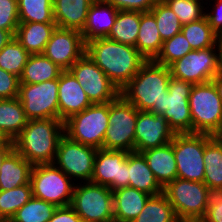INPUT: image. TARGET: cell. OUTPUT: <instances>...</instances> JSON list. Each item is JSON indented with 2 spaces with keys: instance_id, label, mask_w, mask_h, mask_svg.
Returning a JSON list of instances; mask_svg holds the SVG:
<instances>
[{
  "instance_id": "44",
  "label": "cell",
  "mask_w": 222,
  "mask_h": 222,
  "mask_svg": "<svg viewBox=\"0 0 222 222\" xmlns=\"http://www.w3.org/2000/svg\"><path fill=\"white\" fill-rule=\"evenodd\" d=\"M117 10L149 12L159 0H106Z\"/></svg>"
},
{
  "instance_id": "8",
  "label": "cell",
  "mask_w": 222,
  "mask_h": 222,
  "mask_svg": "<svg viewBox=\"0 0 222 222\" xmlns=\"http://www.w3.org/2000/svg\"><path fill=\"white\" fill-rule=\"evenodd\" d=\"M169 69L171 77L193 85L212 81L221 72V41L213 47L192 50L172 63Z\"/></svg>"
},
{
  "instance_id": "35",
  "label": "cell",
  "mask_w": 222,
  "mask_h": 222,
  "mask_svg": "<svg viewBox=\"0 0 222 222\" xmlns=\"http://www.w3.org/2000/svg\"><path fill=\"white\" fill-rule=\"evenodd\" d=\"M20 23H55L53 0H18Z\"/></svg>"
},
{
  "instance_id": "20",
  "label": "cell",
  "mask_w": 222,
  "mask_h": 222,
  "mask_svg": "<svg viewBox=\"0 0 222 222\" xmlns=\"http://www.w3.org/2000/svg\"><path fill=\"white\" fill-rule=\"evenodd\" d=\"M118 10L106 0H94L91 4L85 27L81 31L85 44L107 38L115 23Z\"/></svg>"
},
{
  "instance_id": "21",
  "label": "cell",
  "mask_w": 222,
  "mask_h": 222,
  "mask_svg": "<svg viewBox=\"0 0 222 222\" xmlns=\"http://www.w3.org/2000/svg\"><path fill=\"white\" fill-rule=\"evenodd\" d=\"M141 154L145 157L147 165L163 188L177 178L173 140L163 146L142 151Z\"/></svg>"
},
{
  "instance_id": "24",
  "label": "cell",
  "mask_w": 222,
  "mask_h": 222,
  "mask_svg": "<svg viewBox=\"0 0 222 222\" xmlns=\"http://www.w3.org/2000/svg\"><path fill=\"white\" fill-rule=\"evenodd\" d=\"M56 28V23H19L14 37L30 55L42 54Z\"/></svg>"
},
{
  "instance_id": "4",
  "label": "cell",
  "mask_w": 222,
  "mask_h": 222,
  "mask_svg": "<svg viewBox=\"0 0 222 222\" xmlns=\"http://www.w3.org/2000/svg\"><path fill=\"white\" fill-rule=\"evenodd\" d=\"M108 119L109 102L92 104L64 121V135L83 145L103 149Z\"/></svg>"
},
{
  "instance_id": "42",
  "label": "cell",
  "mask_w": 222,
  "mask_h": 222,
  "mask_svg": "<svg viewBox=\"0 0 222 222\" xmlns=\"http://www.w3.org/2000/svg\"><path fill=\"white\" fill-rule=\"evenodd\" d=\"M200 222H222V189L208 188L207 211Z\"/></svg>"
},
{
  "instance_id": "16",
  "label": "cell",
  "mask_w": 222,
  "mask_h": 222,
  "mask_svg": "<svg viewBox=\"0 0 222 222\" xmlns=\"http://www.w3.org/2000/svg\"><path fill=\"white\" fill-rule=\"evenodd\" d=\"M90 182L112 191L128 187V152L97 149Z\"/></svg>"
},
{
  "instance_id": "47",
  "label": "cell",
  "mask_w": 222,
  "mask_h": 222,
  "mask_svg": "<svg viewBox=\"0 0 222 222\" xmlns=\"http://www.w3.org/2000/svg\"><path fill=\"white\" fill-rule=\"evenodd\" d=\"M13 149H14V143L10 139L5 144H0V168L3 160Z\"/></svg>"
},
{
  "instance_id": "23",
  "label": "cell",
  "mask_w": 222,
  "mask_h": 222,
  "mask_svg": "<svg viewBox=\"0 0 222 222\" xmlns=\"http://www.w3.org/2000/svg\"><path fill=\"white\" fill-rule=\"evenodd\" d=\"M112 193L114 222H132L151 196L129 186L112 191Z\"/></svg>"
},
{
  "instance_id": "26",
  "label": "cell",
  "mask_w": 222,
  "mask_h": 222,
  "mask_svg": "<svg viewBox=\"0 0 222 222\" xmlns=\"http://www.w3.org/2000/svg\"><path fill=\"white\" fill-rule=\"evenodd\" d=\"M33 165L13 149L0 168V190H11L28 184Z\"/></svg>"
},
{
  "instance_id": "50",
  "label": "cell",
  "mask_w": 222,
  "mask_h": 222,
  "mask_svg": "<svg viewBox=\"0 0 222 222\" xmlns=\"http://www.w3.org/2000/svg\"><path fill=\"white\" fill-rule=\"evenodd\" d=\"M211 137H212V139H214L222 147V123L211 134Z\"/></svg>"
},
{
  "instance_id": "6",
  "label": "cell",
  "mask_w": 222,
  "mask_h": 222,
  "mask_svg": "<svg viewBox=\"0 0 222 222\" xmlns=\"http://www.w3.org/2000/svg\"><path fill=\"white\" fill-rule=\"evenodd\" d=\"M137 118L138 110L121 94L109 102V126L105 133L103 149L135 151Z\"/></svg>"
},
{
  "instance_id": "3",
  "label": "cell",
  "mask_w": 222,
  "mask_h": 222,
  "mask_svg": "<svg viewBox=\"0 0 222 222\" xmlns=\"http://www.w3.org/2000/svg\"><path fill=\"white\" fill-rule=\"evenodd\" d=\"M63 136L64 122L60 119L28 120L13 140L14 149L32 165L53 163Z\"/></svg>"
},
{
  "instance_id": "12",
  "label": "cell",
  "mask_w": 222,
  "mask_h": 222,
  "mask_svg": "<svg viewBox=\"0 0 222 222\" xmlns=\"http://www.w3.org/2000/svg\"><path fill=\"white\" fill-rule=\"evenodd\" d=\"M58 79L39 84H20L18 99L26 118L59 119Z\"/></svg>"
},
{
  "instance_id": "17",
  "label": "cell",
  "mask_w": 222,
  "mask_h": 222,
  "mask_svg": "<svg viewBox=\"0 0 222 222\" xmlns=\"http://www.w3.org/2000/svg\"><path fill=\"white\" fill-rule=\"evenodd\" d=\"M86 53L81 31L56 28L47 42L44 52L61 70H69Z\"/></svg>"
},
{
  "instance_id": "41",
  "label": "cell",
  "mask_w": 222,
  "mask_h": 222,
  "mask_svg": "<svg viewBox=\"0 0 222 222\" xmlns=\"http://www.w3.org/2000/svg\"><path fill=\"white\" fill-rule=\"evenodd\" d=\"M19 23L18 0H0V29L15 36Z\"/></svg>"
},
{
  "instance_id": "38",
  "label": "cell",
  "mask_w": 222,
  "mask_h": 222,
  "mask_svg": "<svg viewBox=\"0 0 222 222\" xmlns=\"http://www.w3.org/2000/svg\"><path fill=\"white\" fill-rule=\"evenodd\" d=\"M150 12L156 19L157 28L163 42L181 32L182 24L178 16L163 0H159Z\"/></svg>"
},
{
  "instance_id": "30",
  "label": "cell",
  "mask_w": 222,
  "mask_h": 222,
  "mask_svg": "<svg viewBox=\"0 0 222 222\" xmlns=\"http://www.w3.org/2000/svg\"><path fill=\"white\" fill-rule=\"evenodd\" d=\"M140 27V12L118 10L114 25L107 38L136 47Z\"/></svg>"
},
{
  "instance_id": "28",
  "label": "cell",
  "mask_w": 222,
  "mask_h": 222,
  "mask_svg": "<svg viewBox=\"0 0 222 222\" xmlns=\"http://www.w3.org/2000/svg\"><path fill=\"white\" fill-rule=\"evenodd\" d=\"M28 119L22 103L16 98L0 99V130L14 140L26 126Z\"/></svg>"
},
{
  "instance_id": "39",
  "label": "cell",
  "mask_w": 222,
  "mask_h": 222,
  "mask_svg": "<svg viewBox=\"0 0 222 222\" xmlns=\"http://www.w3.org/2000/svg\"><path fill=\"white\" fill-rule=\"evenodd\" d=\"M192 51L190 43L182 32L162 43L161 50L154 62L169 67L176 60L181 59Z\"/></svg>"
},
{
  "instance_id": "40",
  "label": "cell",
  "mask_w": 222,
  "mask_h": 222,
  "mask_svg": "<svg viewBox=\"0 0 222 222\" xmlns=\"http://www.w3.org/2000/svg\"><path fill=\"white\" fill-rule=\"evenodd\" d=\"M178 16L182 25L199 20L205 16L204 7L208 2L199 0H163ZM204 4V6H203Z\"/></svg>"
},
{
  "instance_id": "46",
  "label": "cell",
  "mask_w": 222,
  "mask_h": 222,
  "mask_svg": "<svg viewBox=\"0 0 222 222\" xmlns=\"http://www.w3.org/2000/svg\"><path fill=\"white\" fill-rule=\"evenodd\" d=\"M48 222H82V219L69 205L57 207L52 218Z\"/></svg>"
},
{
  "instance_id": "7",
  "label": "cell",
  "mask_w": 222,
  "mask_h": 222,
  "mask_svg": "<svg viewBox=\"0 0 222 222\" xmlns=\"http://www.w3.org/2000/svg\"><path fill=\"white\" fill-rule=\"evenodd\" d=\"M32 196L57 207L71 205L76 182L54 163L33 165L30 175Z\"/></svg>"
},
{
  "instance_id": "10",
  "label": "cell",
  "mask_w": 222,
  "mask_h": 222,
  "mask_svg": "<svg viewBox=\"0 0 222 222\" xmlns=\"http://www.w3.org/2000/svg\"><path fill=\"white\" fill-rule=\"evenodd\" d=\"M189 107L192 133L211 135L222 123V99L212 81L193 85Z\"/></svg>"
},
{
  "instance_id": "31",
  "label": "cell",
  "mask_w": 222,
  "mask_h": 222,
  "mask_svg": "<svg viewBox=\"0 0 222 222\" xmlns=\"http://www.w3.org/2000/svg\"><path fill=\"white\" fill-rule=\"evenodd\" d=\"M203 162L204 183L208 188L222 189V147L209 134H205Z\"/></svg>"
},
{
  "instance_id": "11",
  "label": "cell",
  "mask_w": 222,
  "mask_h": 222,
  "mask_svg": "<svg viewBox=\"0 0 222 222\" xmlns=\"http://www.w3.org/2000/svg\"><path fill=\"white\" fill-rule=\"evenodd\" d=\"M205 134L184 133L173 137L177 178L204 183Z\"/></svg>"
},
{
  "instance_id": "18",
  "label": "cell",
  "mask_w": 222,
  "mask_h": 222,
  "mask_svg": "<svg viewBox=\"0 0 222 222\" xmlns=\"http://www.w3.org/2000/svg\"><path fill=\"white\" fill-rule=\"evenodd\" d=\"M175 133L160 115L139 111L135 127V152L163 146L173 140Z\"/></svg>"
},
{
  "instance_id": "14",
  "label": "cell",
  "mask_w": 222,
  "mask_h": 222,
  "mask_svg": "<svg viewBox=\"0 0 222 222\" xmlns=\"http://www.w3.org/2000/svg\"><path fill=\"white\" fill-rule=\"evenodd\" d=\"M69 71L92 104L108 103L120 95V90L86 53L70 67Z\"/></svg>"
},
{
  "instance_id": "36",
  "label": "cell",
  "mask_w": 222,
  "mask_h": 222,
  "mask_svg": "<svg viewBox=\"0 0 222 222\" xmlns=\"http://www.w3.org/2000/svg\"><path fill=\"white\" fill-rule=\"evenodd\" d=\"M57 206L34 196L17 210L9 222H48Z\"/></svg>"
},
{
  "instance_id": "49",
  "label": "cell",
  "mask_w": 222,
  "mask_h": 222,
  "mask_svg": "<svg viewBox=\"0 0 222 222\" xmlns=\"http://www.w3.org/2000/svg\"><path fill=\"white\" fill-rule=\"evenodd\" d=\"M212 82L216 86L219 96L222 99V71L217 74L215 78L212 79Z\"/></svg>"
},
{
  "instance_id": "25",
  "label": "cell",
  "mask_w": 222,
  "mask_h": 222,
  "mask_svg": "<svg viewBox=\"0 0 222 222\" xmlns=\"http://www.w3.org/2000/svg\"><path fill=\"white\" fill-rule=\"evenodd\" d=\"M129 187L143 191L151 196L163 192V187L150 170L145 157L139 152H128Z\"/></svg>"
},
{
  "instance_id": "1",
  "label": "cell",
  "mask_w": 222,
  "mask_h": 222,
  "mask_svg": "<svg viewBox=\"0 0 222 222\" xmlns=\"http://www.w3.org/2000/svg\"><path fill=\"white\" fill-rule=\"evenodd\" d=\"M86 55L120 91L147 61L136 47L108 38L95 39L86 43Z\"/></svg>"
},
{
  "instance_id": "2",
  "label": "cell",
  "mask_w": 222,
  "mask_h": 222,
  "mask_svg": "<svg viewBox=\"0 0 222 222\" xmlns=\"http://www.w3.org/2000/svg\"><path fill=\"white\" fill-rule=\"evenodd\" d=\"M171 79L169 67L146 61L120 94L139 111L163 115L164 96Z\"/></svg>"
},
{
  "instance_id": "22",
  "label": "cell",
  "mask_w": 222,
  "mask_h": 222,
  "mask_svg": "<svg viewBox=\"0 0 222 222\" xmlns=\"http://www.w3.org/2000/svg\"><path fill=\"white\" fill-rule=\"evenodd\" d=\"M94 0H53L54 20L58 28L82 31Z\"/></svg>"
},
{
  "instance_id": "13",
  "label": "cell",
  "mask_w": 222,
  "mask_h": 222,
  "mask_svg": "<svg viewBox=\"0 0 222 222\" xmlns=\"http://www.w3.org/2000/svg\"><path fill=\"white\" fill-rule=\"evenodd\" d=\"M96 152V148L72 141L64 135L59 140L53 163L74 182H90Z\"/></svg>"
},
{
  "instance_id": "32",
  "label": "cell",
  "mask_w": 222,
  "mask_h": 222,
  "mask_svg": "<svg viewBox=\"0 0 222 222\" xmlns=\"http://www.w3.org/2000/svg\"><path fill=\"white\" fill-rule=\"evenodd\" d=\"M181 32L187 38L192 50L213 47L221 41L220 36L211 28L206 15L199 20L182 25Z\"/></svg>"
},
{
  "instance_id": "45",
  "label": "cell",
  "mask_w": 222,
  "mask_h": 222,
  "mask_svg": "<svg viewBox=\"0 0 222 222\" xmlns=\"http://www.w3.org/2000/svg\"><path fill=\"white\" fill-rule=\"evenodd\" d=\"M211 1H214V0H211ZM214 4L212 5L214 7L212 8L211 12H209V9H208L206 10L205 15L209 21L211 28L222 39V0H215Z\"/></svg>"
},
{
  "instance_id": "52",
  "label": "cell",
  "mask_w": 222,
  "mask_h": 222,
  "mask_svg": "<svg viewBox=\"0 0 222 222\" xmlns=\"http://www.w3.org/2000/svg\"><path fill=\"white\" fill-rule=\"evenodd\" d=\"M221 71H222V39H221Z\"/></svg>"
},
{
  "instance_id": "15",
  "label": "cell",
  "mask_w": 222,
  "mask_h": 222,
  "mask_svg": "<svg viewBox=\"0 0 222 222\" xmlns=\"http://www.w3.org/2000/svg\"><path fill=\"white\" fill-rule=\"evenodd\" d=\"M192 83L171 77L164 96L162 117L175 134L192 133L189 97Z\"/></svg>"
},
{
  "instance_id": "19",
  "label": "cell",
  "mask_w": 222,
  "mask_h": 222,
  "mask_svg": "<svg viewBox=\"0 0 222 222\" xmlns=\"http://www.w3.org/2000/svg\"><path fill=\"white\" fill-rule=\"evenodd\" d=\"M58 85L59 119L63 122L92 105L83 88L69 70L60 73Z\"/></svg>"
},
{
  "instance_id": "33",
  "label": "cell",
  "mask_w": 222,
  "mask_h": 222,
  "mask_svg": "<svg viewBox=\"0 0 222 222\" xmlns=\"http://www.w3.org/2000/svg\"><path fill=\"white\" fill-rule=\"evenodd\" d=\"M132 222H181L162 192L150 196L140 214Z\"/></svg>"
},
{
  "instance_id": "37",
  "label": "cell",
  "mask_w": 222,
  "mask_h": 222,
  "mask_svg": "<svg viewBox=\"0 0 222 222\" xmlns=\"http://www.w3.org/2000/svg\"><path fill=\"white\" fill-rule=\"evenodd\" d=\"M30 54L14 37L0 51V68L20 78Z\"/></svg>"
},
{
  "instance_id": "9",
  "label": "cell",
  "mask_w": 222,
  "mask_h": 222,
  "mask_svg": "<svg viewBox=\"0 0 222 222\" xmlns=\"http://www.w3.org/2000/svg\"><path fill=\"white\" fill-rule=\"evenodd\" d=\"M70 206L82 222H114L113 193L107 186L76 183Z\"/></svg>"
},
{
  "instance_id": "29",
  "label": "cell",
  "mask_w": 222,
  "mask_h": 222,
  "mask_svg": "<svg viewBox=\"0 0 222 222\" xmlns=\"http://www.w3.org/2000/svg\"><path fill=\"white\" fill-rule=\"evenodd\" d=\"M61 70L43 54L30 55L20 76V84H39L58 79Z\"/></svg>"
},
{
  "instance_id": "5",
  "label": "cell",
  "mask_w": 222,
  "mask_h": 222,
  "mask_svg": "<svg viewBox=\"0 0 222 222\" xmlns=\"http://www.w3.org/2000/svg\"><path fill=\"white\" fill-rule=\"evenodd\" d=\"M207 191L205 183L180 178H175L163 188L181 222H200L207 211Z\"/></svg>"
},
{
  "instance_id": "43",
  "label": "cell",
  "mask_w": 222,
  "mask_h": 222,
  "mask_svg": "<svg viewBox=\"0 0 222 222\" xmlns=\"http://www.w3.org/2000/svg\"><path fill=\"white\" fill-rule=\"evenodd\" d=\"M20 78L0 68V99L18 97Z\"/></svg>"
},
{
  "instance_id": "34",
  "label": "cell",
  "mask_w": 222,
  "mask_h": 222,
  "mask_svg": "<svg viewBox=\"0 0 222 222\" xmlns=\"http://www.w3.org/2000/svg\"><path fill=\"white\" fill-rule=\"evenodd\" d=\"M32 197L31 183L13 188L0 190V222H9L25 203Z\"/></svg>"
},
{
  "instance_id": "48",
  "label": "cell",
  "mask_w": 222,
  "mask_h": 222,
  "mask_svg": "<svg viewBox=\"0 0 222 222\" xmlns=\"http://www.w3.org/2000/svg\"><path fill=\"white\" fill-rule=\"evenodd\" d=\"M13 38H14V35L10 31L0 29V51Z\"/></svg>"
},
{
  "instance_id": "27",
  "label": "cell",
  "mask_w": 222,
  "mask_h": 222,
  "mask_svg": "<svg viewBox=\"0 0 222 222\" xmlns=\"http://www.w3.org/2000/svg\"><path fill=\"white\" fill-rule=\"evenodd\" d=\"M162 43L154 15L150 11L140 12L137 50L147 61L154 60L161 50Z\"/></svg>"
},
{
  "instance_id": "51",
  "label": "cell",
  "mask_w": 222,
  "mask_h": 222,
  "mask_svg": "<svg viewBox=\"0 0 222 222\" xmlns=\"http://www.w3.org/2000/svg\"><path fill=\"white\" fill-rule=\"evenodd\" d=\"M8 140L7 136L0 130V144H5Z\"/></svg>"
}]
</instances>
